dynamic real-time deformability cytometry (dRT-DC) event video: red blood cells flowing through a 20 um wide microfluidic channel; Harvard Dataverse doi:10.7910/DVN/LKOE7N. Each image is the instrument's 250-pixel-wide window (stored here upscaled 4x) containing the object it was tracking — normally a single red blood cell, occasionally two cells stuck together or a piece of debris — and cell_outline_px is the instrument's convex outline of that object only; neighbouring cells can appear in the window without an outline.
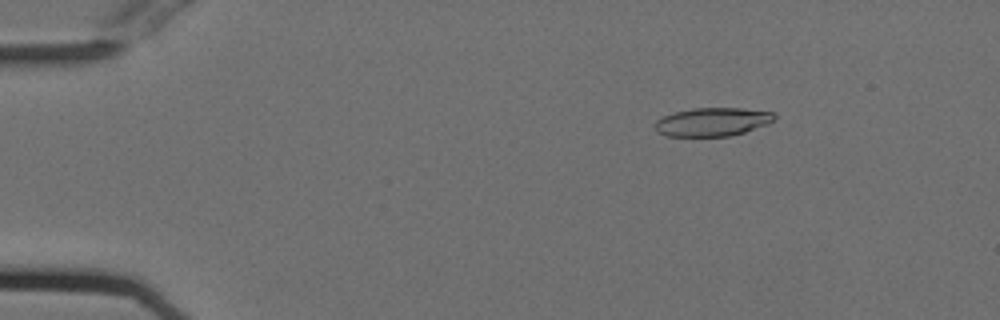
{"species": "Egyptian fruit bat (a non-hibernating species)", "species_latin": "Rousettus aegyptiacus", "temperature_condition": "cold", "stored_images_in_passage": 55, "camera_frame_rate_fps": 3000, "um_per_image_px": 0.085, "animal": {"sex": "female"}, "frame": {"image": 1, "passage_image": 9, "time_ms": 2.667, "image_size_px": [1000, 320], "cell_outline_px": [[776, 120], [768, 124], [732, 136], [664, 136], [656, 132], [652, 124], [656, 120], [664, 116], [676, 112], [692, 108], [740, 108], [772, 112], [776, 116]], "centroid_in_image_um": [60.53, 10.37], "position_along_channel_um": 24.5, "area_um2": 20.0}}
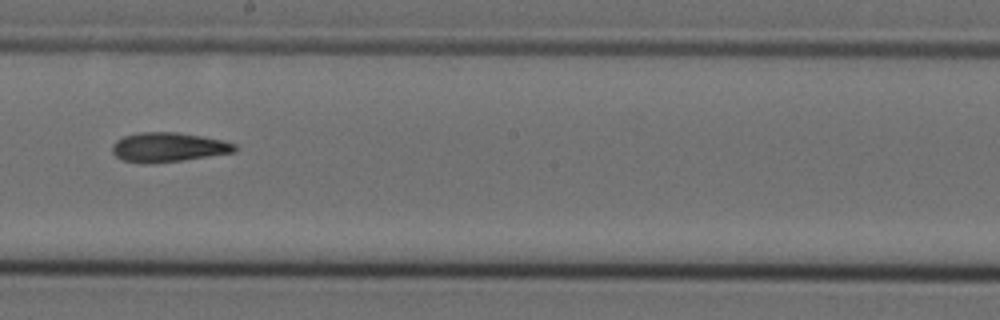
{"frame": {"image": 2, "passage_image": 32, "time_ms": 10.333, "image_size_px": [1000, 320], "cell_outline_px": [[236, 152], [180, 160], [144, 164], [120, 160], [112, 152], [112, 144], [116, 140], [124, 136], [140, 132], [176, 132], [224, 140], [236, 144]], "centroid_in_image_um": [14.27, 12.51], "position_along_channel_um": 233.9, "area_um2": 20.98}}
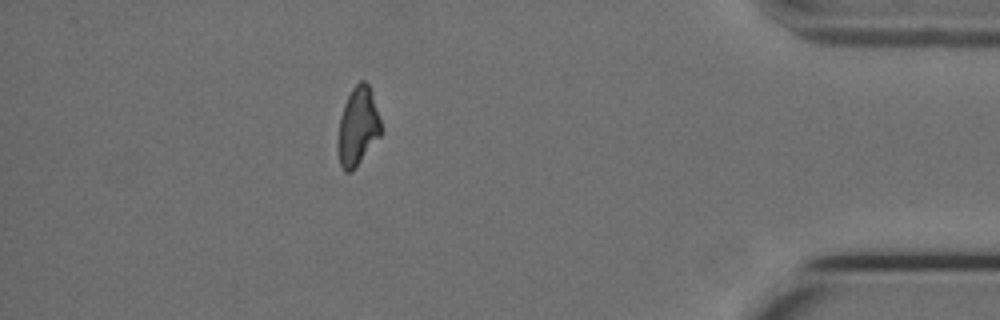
{"frame": {"image": 3, "passage_image": 49, "time_ms": 16.0, "image_size_px": [1000, 320], "cell_outline_px": [[380, 136], [356, 168], [352, 172], [344, 172], [340, 168], [340, 116], [344, 104], [352, 88], [360, 80], [364, 80], [368, 84], [380, 120]], "centroid_in_image_um": [30.43, 10.77], "position_along_channel_um": 404.8, "area_um2": 19.02}, "authors_computed_cell_mechanics": {"area_um2": 20.5768, "velocity_mm_per_s": 3.7576, "shape_relaxation_time_tau1_ms": null, "shape_relaxation_time_tau2_ms": 5.0052, "deformation_change_tau1": null, "deformation_change_tau2": 0.1504}}